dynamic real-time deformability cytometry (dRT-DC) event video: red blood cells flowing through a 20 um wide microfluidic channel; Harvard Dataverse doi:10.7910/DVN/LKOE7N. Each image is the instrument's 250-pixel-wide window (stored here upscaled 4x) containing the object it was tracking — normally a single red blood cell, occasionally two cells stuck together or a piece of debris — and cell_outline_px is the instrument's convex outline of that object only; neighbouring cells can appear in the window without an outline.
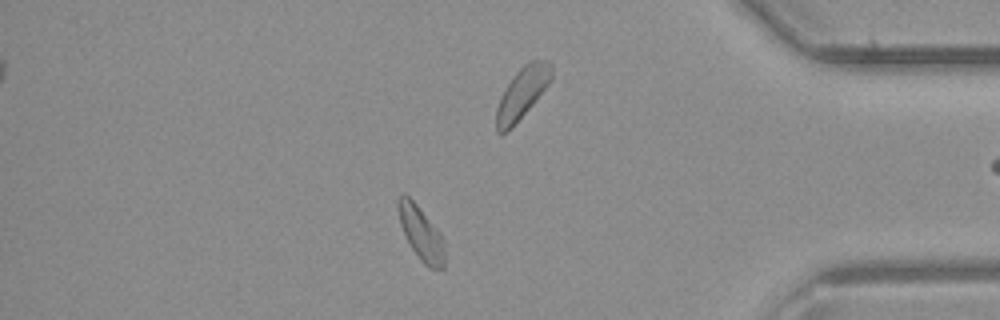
{"species": "common noctule bat (a hibernating species)", "species_latin": "Nyctalus noctula", "temperature_condition": "room temperature", "stored_images_in_passage": 33, "camera_frame_rate_fps": 3000, "um_per_image_px": 0.085, "animal": {"sex": "male", "body_mass_g": 23.1, "forearm_length_mm": 52.7}, "frame": {"image": 1, "passage_image": 28, "time_ms": 9.0, "image_size_px": [1000, 320], "cell_outline_px": [[444, 268], [428, 268], [424, 264], [412, 248], [400, 224], [396, 208], [396, 200], [400, 196], [408, 196], [416, 204], [440, 232], [444, 244]], "centroid_in_image_um": [35.78, 19.82], "position_along_channel_um": 399.4, "area_um2": 14.28}}